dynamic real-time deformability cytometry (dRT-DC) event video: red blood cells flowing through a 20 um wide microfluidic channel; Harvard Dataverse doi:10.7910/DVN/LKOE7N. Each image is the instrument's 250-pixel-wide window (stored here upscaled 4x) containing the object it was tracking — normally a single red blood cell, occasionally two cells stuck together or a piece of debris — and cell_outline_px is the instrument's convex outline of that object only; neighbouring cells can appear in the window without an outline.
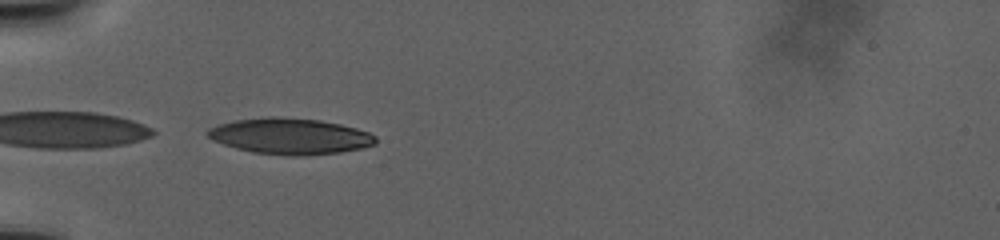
{"species": "human", "species_latin": "Homo sapiens", "temperature_condition": "warm", "stored_images_in_passage": 106, "camera_frame_rate_fps": 3000, "um_per_image_px": 0.085, "donor": {"sex": "male"}, "frame": {"image": 1, "passage_image": 1, "time_ms": 0.0, "image_size_px": [1000, 240], "cell_outline_px": [[376, 144], [360, 148], [340, 152], [300, 156], [292, 156], [252, 152], [236, 148], [212, 140], [204, 132], [208, 128], [216, 124], [236, 120], [268, 116], [272, 116], [320, 120], [340, 124], [356, 128], [368, 132], [376, 136]], "centroid_in_image_um": [24.62, 11.57], "position_along_channel_um": 60.4, "area_um2": 35.32}}
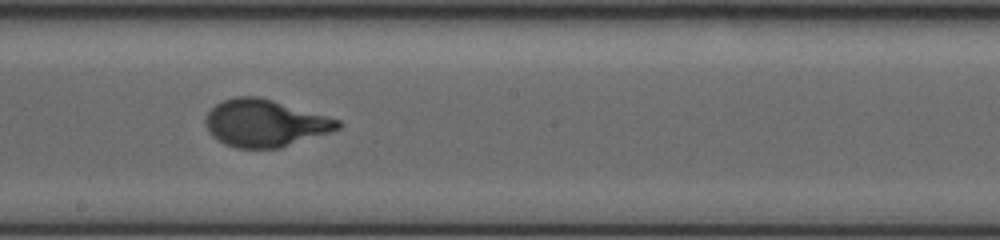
{"frame": {"image": 2, "passage_image": 35, "time_ms": 11.0, "image_size_px": [1000, 240], "cell_outline_px": [[344, 124], [340, 128], [280, 148], [236, 148], [224, 144], [212, 136], [208, 132], [204, 124], [204, 120], [208, 112], [216, 104], [224, 100], [236, 96], [256, 96], [272, 100], [340, 120]], "centroid_in_image_um": [22.48, 10.47], "position_along_channel_um": 225.7, "area_um2": 36.13}}
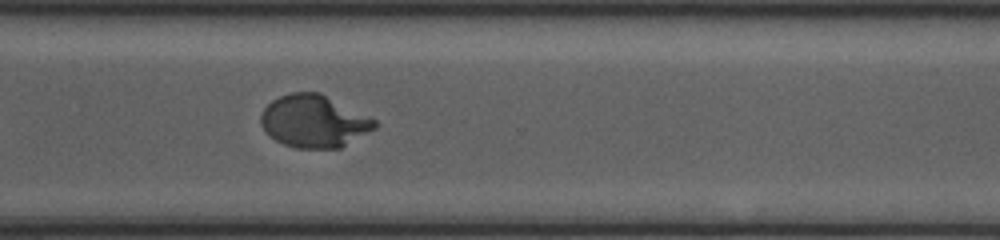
{"frame": {"image": 3, "passage_image": 58, "time_ms": 18.333, "image_size_px": [1000, 240], "cell_outline_px": [[376, 128], [340, 148], [296, 148], [284, 144], [276, 140], [260, 124], [260, 116], [264, 108], [272, 100], [280, 96], [292, 92], [320, 92], [376, 120]], "centroid_in_image_um": [26.68, 10.3], "position_along_channel_um": 343.9, "area_um2": 34.51}}